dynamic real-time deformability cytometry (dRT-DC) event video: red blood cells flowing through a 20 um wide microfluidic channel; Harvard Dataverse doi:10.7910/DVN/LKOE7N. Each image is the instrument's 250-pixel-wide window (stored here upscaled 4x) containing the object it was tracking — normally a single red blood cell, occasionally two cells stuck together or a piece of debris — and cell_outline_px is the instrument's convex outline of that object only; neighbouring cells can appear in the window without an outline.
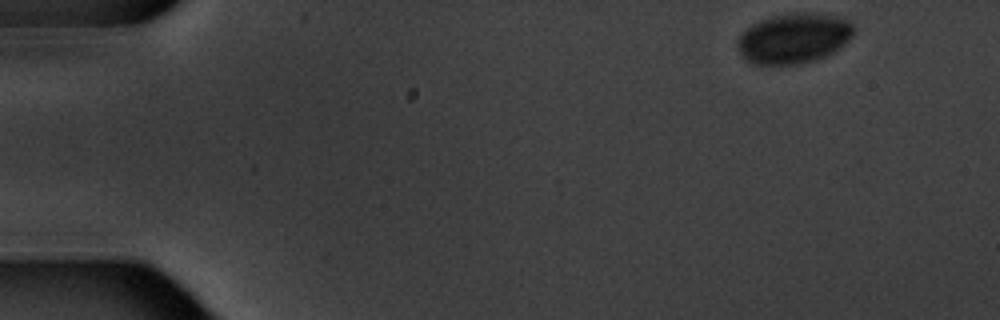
{"species": "common noctule bat (a hibernating species)", "species_latin": "Nyctalus noctula", "temperature_condition": "warm", "stored_images_in_passage": 4, "camera_frame_rate_fps": 3000, "um_per_image_px": 0.085, "animal": {"sex": "male", "body_mass_g": 20.1, "forearm_length_mm": 53.5}, "frame": {"image": 1, "passage_image": 1, "time_ms": 0.0, "image_size_px": [1000, 320], "cell_outline_px": [[852, 36], [844, 44], [832, 52], [824, 56], [812, 60], [792, 64], [752, 64], [740, 52], [736, 44], [736, 40], [752, 24], [760, 20], [772, 16], [804, 12], [812, 12], [844, 16], [852, 24]], "centroid_in_image_um": [67.48, 3.22], "position_along_channel_um": 17.5, "area_um2": 33.64}}